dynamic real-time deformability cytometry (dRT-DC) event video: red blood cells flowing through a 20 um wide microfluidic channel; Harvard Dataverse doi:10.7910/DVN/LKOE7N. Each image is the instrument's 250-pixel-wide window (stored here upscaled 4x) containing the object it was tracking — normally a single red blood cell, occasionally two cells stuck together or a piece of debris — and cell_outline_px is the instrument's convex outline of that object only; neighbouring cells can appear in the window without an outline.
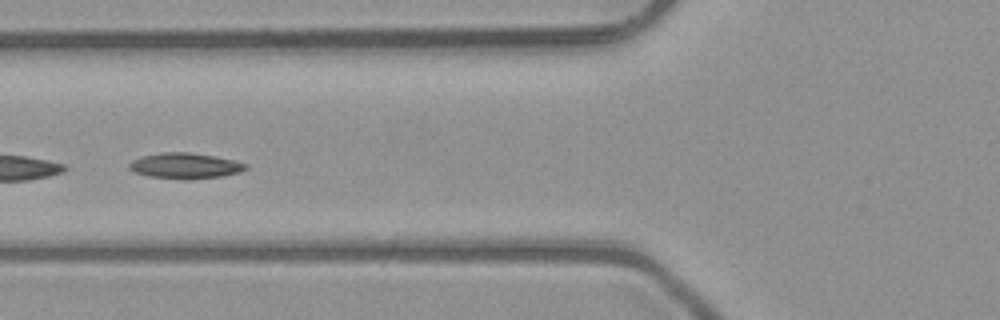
{"species": "common noctule bat (a hibernating species)", "species_latin": "Nyctalus noctula", "temperature_condition": "room temperature", "stored_images_in_passage": 5, "camera_frame_rate_fps": 3000, "um_per_image_px": 0.085, "animal": {"sex": "male", "body_mass_g": 23.1, "forearm_length_mm": 52.7}, "frame": {"image": 1, "passage_image": 4, "time_ms": 1.0, "image_size_px": [1000, 320], "cell_outline_px": [[248, 168], [240, 172], [224, 176], [192, 180], [180, 180], [148, 176], [136, 172], [128, 168], [128, 164], [132, 160], [140, 156], [164, 152], [188, 152], [216, 156], [248, 164]], "centroid_in_image_um": [15.74, 14.1], "position_along_channel_um": 110.1, "area_um2": 17.74}}
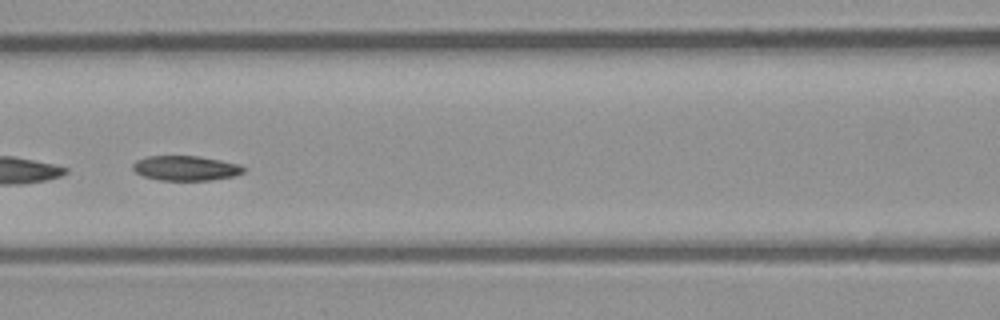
{"frame": {"image": 2, "passage_image": 5, "time_ms": 1.333, "image_size_px": [1000, 320], "cell_outline_px": [[244, 172], [232, 176], [212, 180], [160, 180], [144, 176], [136, 172], [132, 168], [132, 164], [136, 160], [148, 156], [200, 156], [240, 164], [244, 168]], "centroid_in_image_um": [15.78, 14.28], "position_along_channel_um": 150.8, "area_um2": 15.95}}